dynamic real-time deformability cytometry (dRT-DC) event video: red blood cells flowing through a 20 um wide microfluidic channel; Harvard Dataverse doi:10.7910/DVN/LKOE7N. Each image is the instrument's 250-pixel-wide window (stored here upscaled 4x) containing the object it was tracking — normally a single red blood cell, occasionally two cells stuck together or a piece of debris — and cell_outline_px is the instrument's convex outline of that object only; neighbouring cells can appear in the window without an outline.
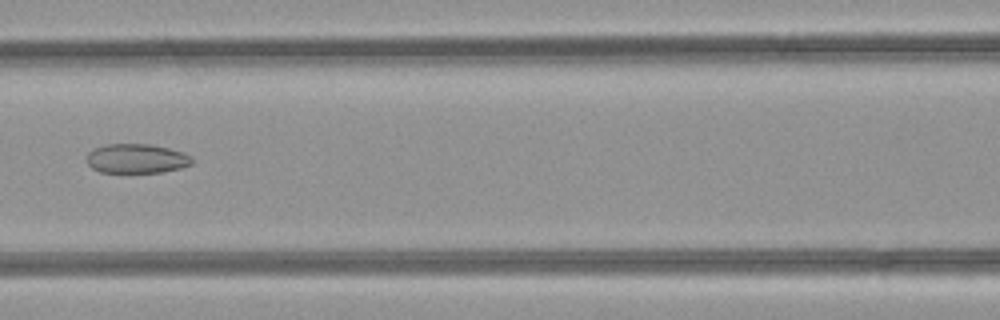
{"species": "common noctule bat (a hibernating species)", "species_latin": "Nyctalus noctula", "temperature_condition": "room temperature", "stored_images_in_passage": 36, "camera_frame_rate_fps": 3000, "um_per_image_px": 0.085, "animal": {"sex": "female", "body_mass_g": 21.9}, "frame": {"image": 1, "passage_image": 9, "time_ms": 2.667, "image_size_px": [1000, 320], "cell_outline_px": [[192, 164], [180, 168], [160, 172], [100, 172], [92, 168], [88, 164], [88, 152], [96, 148], [108, 144], [152, 144], [184, 152], [192, 156]], "centroid_in_image_um": [11.64, 13.47], "position_along_channel_um": 155.0, "area_um2": 17.92}}
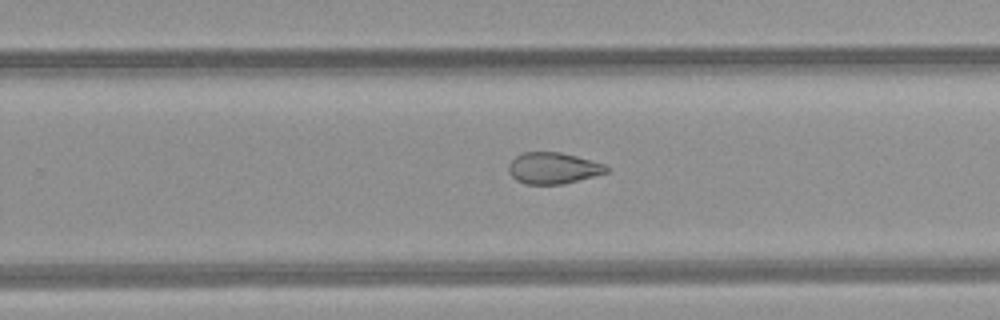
{"frame": {"image": 2, "passage_image": 18, "time_ms": 5.667, "image_size_px": [1000, 320], "cell_outline_px": [[608, 172], [564, 184], [524, 184], [516, 180], [508, 172], [508, 164], [516, 156], [524, 152], [560, 152], [576, 156], [604, 164], [608, 168]], "centroid_in_image_um": [46.99, 14.29], "position_along_channel_um": 282.8, "area_um2": 17.8}}
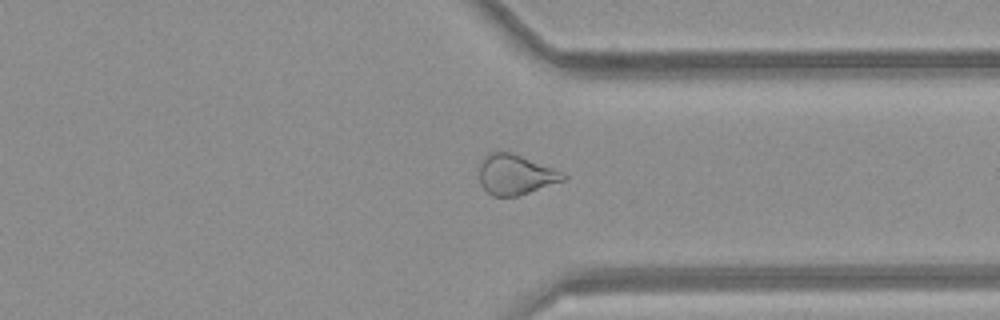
{"frame": {"image": 3, "passage_image": 24, "time_ms": 7.667, "image_size_px": [1000, 320], "cell_outline_px": [[568, 176], [564, 180], [516, 196], [492, 196], [480, 184], [480, 164], [484, 156], [488, 152], [508, 152], [520, 156], [564, 172]], "centroid_in_image_um": [43.8, 14.84], "position_along_channel_um": 367.6, "area_um2": 19.25}, "authors_computed_cell_mechanics": {"area_um2": 20.0855, "velocity_mm_per_s": 4.2697, "shape_relaxation_time_tau1_ms": null, "shape_relaxation_time_tau2_ms": 3.527, "deformation_change_tau1": null, "deformation_change_tau2": 0.0938}}